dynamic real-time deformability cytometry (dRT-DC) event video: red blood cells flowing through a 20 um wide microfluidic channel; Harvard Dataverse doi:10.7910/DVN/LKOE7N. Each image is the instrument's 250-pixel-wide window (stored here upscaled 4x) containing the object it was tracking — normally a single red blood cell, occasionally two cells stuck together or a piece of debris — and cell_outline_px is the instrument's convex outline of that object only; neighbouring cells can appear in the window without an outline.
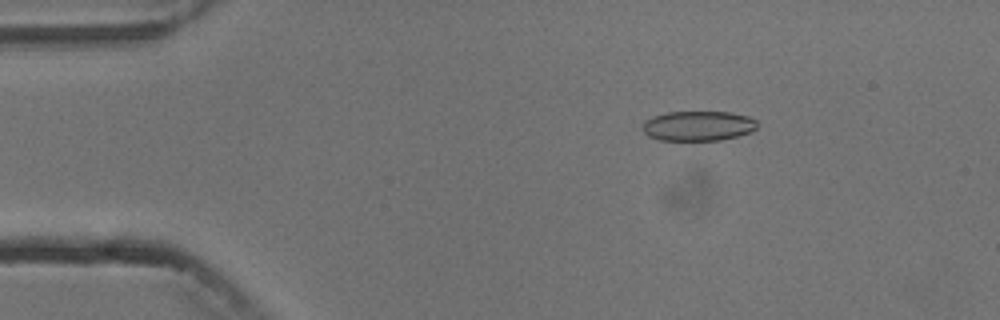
{"species": "common noctule bat (a hibernating species)", "species_latin": "Nyctalus noctula", "temperature_condition": "cold", "stored_images_in_passage": 5, "camera_frame_rate_fps": 3000, "um_per_image_px": 0.085, "animal": {"sex": "male", "body_mass_g": 13.3}, "frame": {"image": 1, "passage_image": 3, "time_ms": 2.0, "image_size_px": [1000, 320], "cell_outline_px": [[756, 128], [752, 132], [720, 140], [660, 140], [648, 136], [640, 128], [644, 120], [652, 116], [668, 112], [728, 112], [748, 116], [756, 120]], "centroid_in_image_um": [59.3, 10.7], "position_along_channel_um": 25.7, "area_um2": 20.06}}